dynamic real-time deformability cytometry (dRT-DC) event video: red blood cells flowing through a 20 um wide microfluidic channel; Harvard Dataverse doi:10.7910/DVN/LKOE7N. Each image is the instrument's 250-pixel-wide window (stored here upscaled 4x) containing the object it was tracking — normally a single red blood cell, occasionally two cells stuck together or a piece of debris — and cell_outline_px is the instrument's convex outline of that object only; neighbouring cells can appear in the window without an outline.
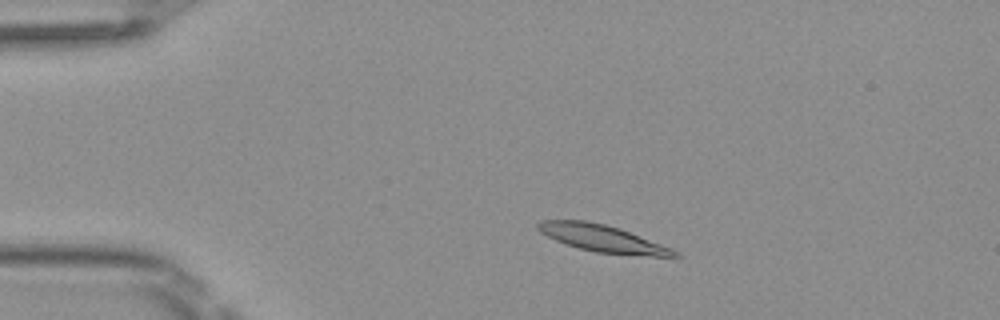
{"species": "Egyptian fruit bat (a non-hibernating species)", "species_latin": "Rousettus aegyptiacus", "temperature_condition": "room temperature", "stored_images_in_passage": 46, "camera_frame_rate_fps": 3000, "um_per_image_px": 0.085, "frame": {"image": 1, "passage_image": 6, "time_ms": 1.667, "image_size_px": [1000, 320], "cell_outline_px": [[680, 256], [652, 256], [596, 252], [580, 248], [556, 240], [540, 232], [536, 228], [536, 224], [540, 220], [588, 220], [620, 228], [672, 248], [680, 252]], "centroid_in_image_um": [51.21, 20.25], "position_along_channel_um": 33.8, "area_um2": 21.33}}
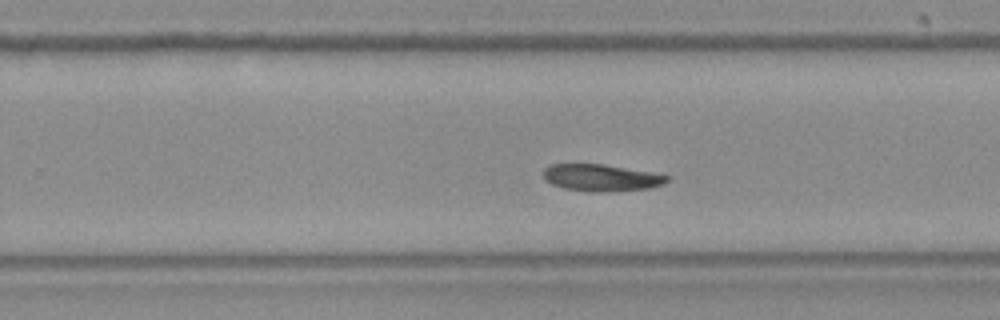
{"frame": {"image": 2, "passage_image": 28, "time_ms": 9.0, "image_size_px": [1000, 320], "cell_outline_px": [[668, 180], [664, 184], [652, 188], [604, 192], [588, 192], [564, 188], [552, 184], [544, 180], [544, 168], [548, 164], [604, 164], [648, 172], [668, 176]], "centroid_in_image_um": [51.06, 15.11], "position_along_channel_um": 278.7, "area_um2": 19.36}}
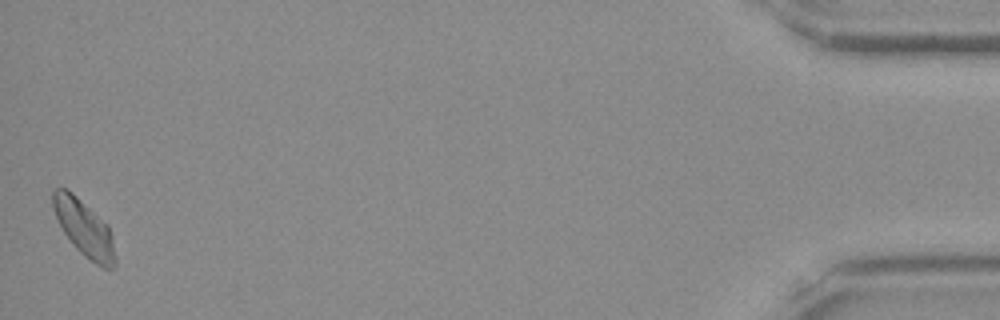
{"frame": {"image": 3, "passage_image": 46, "time_ms": 15.0, "image_size_px": [1000, 320], "cell_outline_px": [[116, 264], [112, 268], [104, 268], [96, 264], [84, 256], [72, 244], [64, 232], [52, 208], [52, 188], [68, 188], [108, 224], [112, 236], [116, 260]], "centroid_in_image_um": [7.15, 19.37], "position_along_channel_um": 428.0, "area_um2": 20.52}, "authors_computed_cell_mechanics": {"area_um2": 20.2878, "velocity_mm_per_s": 3.9994, "shape_relaxation_time_tau1_ms": 4.1477, "shape_relaxation_time_tau2_ms": 5.6183, "deformation_change_tau1": 0.1133, "deformation_change_tau2": 0.1069}}